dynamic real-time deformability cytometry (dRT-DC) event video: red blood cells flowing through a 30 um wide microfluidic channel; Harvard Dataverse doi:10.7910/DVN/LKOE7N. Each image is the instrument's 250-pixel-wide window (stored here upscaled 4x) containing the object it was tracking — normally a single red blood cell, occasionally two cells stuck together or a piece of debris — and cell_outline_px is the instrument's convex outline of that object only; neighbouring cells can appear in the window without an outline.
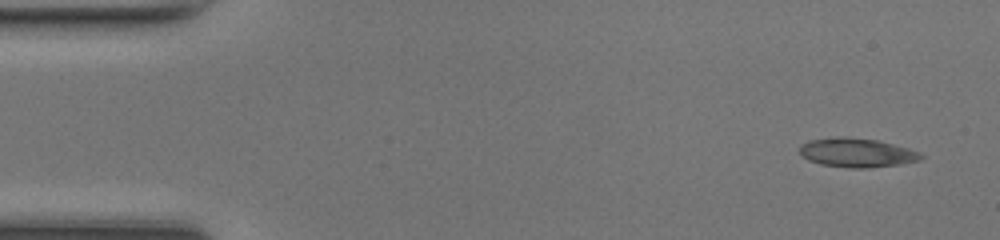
{"species": "common noctule bat (a hibernating species)", "species_latin": "Nyctalus noctula", "temperature_condition": "room temperature", "stored_images_in_passage": 46, "camera_frame_rate_fps": 3000, "um_per_image_px": 0.085, "animal": {"sex": "female", "body_mass_g": 17.0, "forearm_length_mm": 48.0}, "frame": {"image": 1, "passage_image": 1, "time_ms": 0.0, "image_size_px": [1000, 240], "cell_outline_px": [[924, 156], [920, 160], [900, 164], [868, 168], [848, 168], [820, 164], [808, 160], [800, 152], [800, 148], [804, 144], [812, 140], [836, 136], [848, 136], [876, 140], [908, 148], [920, 152]], "centroid_in_image_um": [72.86, 12.98], "position_along_channel_um": 12.1, "area_um2": 20.46}}
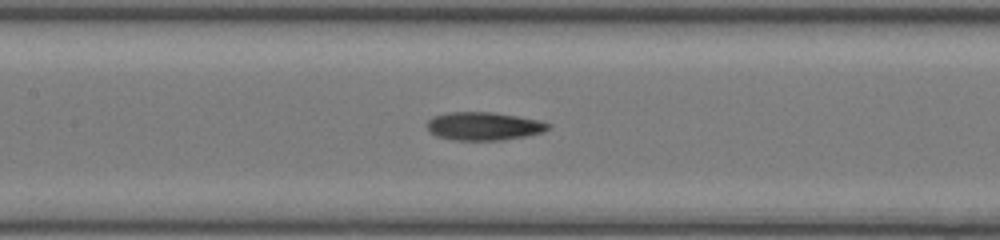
{"frame": {"image": 2, "passage_image": 20, "time_ms": 6.333, "image_size_px": [1000, 240], "cell_outline_px": [[552, 128], [544, 132], [528, 136], [500, 140], [452, 140], [436, 136], [428, 132], [428, 120], [432, 116], [448, 112], [492, 112], [516, 116], [536, 120], [552, 124]], "centroid_in_image_um": [41.12, 10.73], "position_along_channel_um": 166.3, "area_um2": 20.06}}
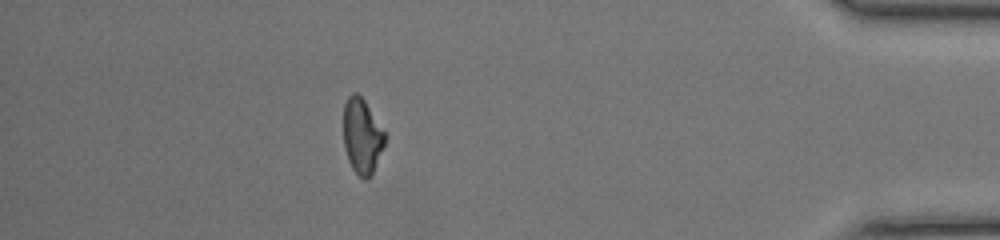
{"frame": {"image": 3, "passage_image": 40, "time_ms": 13.0, "image_size_px": [1000, 240], "cell_outline_px": [[388, 136], [372, 176], [368, 180], [364, 180], [352, 168], [348, 160], [344, 148], [344, 104], [348, 96], [352, 92], [356, 92], [364, 100]], "centroid_in_image_um": [30.79, 11.59], "position_along_channel_um": 404.4, "area_um2": 18.38}, "authors_computed_cell_mechanics": {"area_um2": 19.3919, "velocity_mm_per_s": 4.3517, "shape_relaxation_time_tau1_ms": 5.1151, "shape_relaxation_time_tau2_ms": 3.26, "deformation_change_tau1": 0.1747, "deformation_change_tau2": 0.1149}}